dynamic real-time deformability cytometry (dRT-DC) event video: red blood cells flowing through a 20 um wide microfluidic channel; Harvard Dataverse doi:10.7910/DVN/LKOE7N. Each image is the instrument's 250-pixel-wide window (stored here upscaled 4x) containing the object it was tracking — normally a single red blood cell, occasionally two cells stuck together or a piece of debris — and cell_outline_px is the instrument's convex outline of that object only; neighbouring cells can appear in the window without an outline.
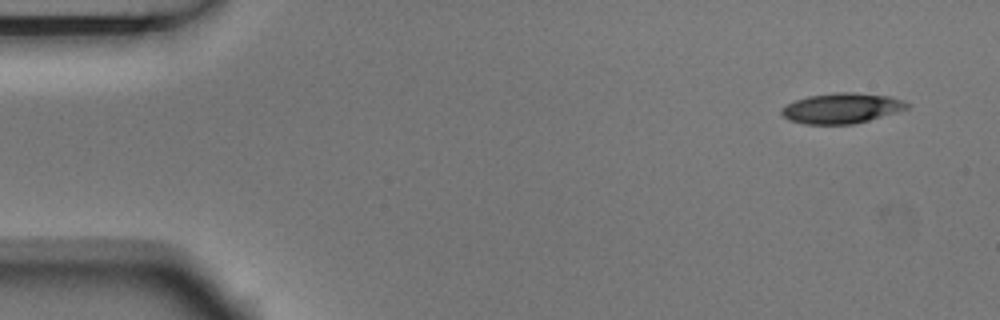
{"species": "Egyptian fruit bat (a non-hibernating species)", "species_latin": "Rousettus aegyptiacus", "temperature_condition": "room temperature", "stored_images_in_passage": 5, "camera_frame_rate_fps": 3000, "um_per_image_px": 0.085, "animal": {"sex": "male"}, "frame": {"image": 1, "passage_image": 1, "time_ms": 0.0, "image_size_px": [1000, 320], "cell_outline_px": [[908, 108], [896, 112], [868, 120], [852, 124], [804, 124], [788, 120], [780, 112], [780, 108], [796, 100], [808, 96], [832, 92], [856, 92], [888, 96], [904, 100], [908, 104]], "centroid_in_image_um": [71.51, 9.19], "position_along_channel_um": 13.5, "area_um2": 22.14}}
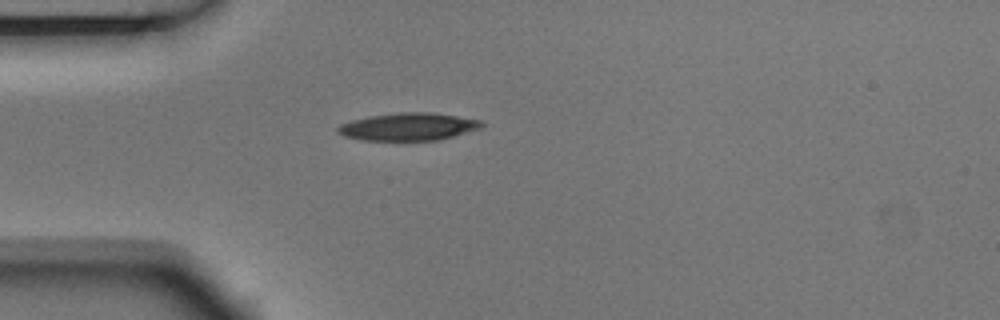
{"frame": {"image": 2, "passage_image": 4, "time_ms": 1.0, "image_size_px": [1000, 320], "cell_outline_px": [[484, 128], [436, 140], [360, 140], [344, 136], [336, 132], [336, 128], [340, 124], [352, 120], [368, 116], [396, 112], [432, 112], [480, 120], [484, 124]], "centroid_in_image_um": [34.69, 10.76], "position_along_channel_um": 50.3, "area_um2": 23.24}}